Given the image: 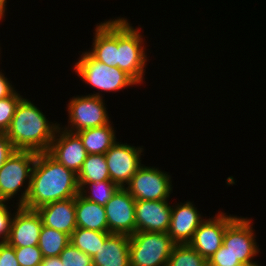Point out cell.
<instances>
[{
    "mask_svg": "<svg viewBox=\"0 0 266 266\" xmlns=\"http://www.w3.org/2000/svg\"><path fill=\"white\" fill-rule=\"evenodd\" d=\"M22 98L15 91L11 96L0 99V132L5 133L9 129L17 104Z\"/></svg>",
    "mask_w": 266,
    "mask_h": 266,
    "instance_id": "27",
    "label": "cell"
},
{
    "mask_svg": "<svg viewBox=\"0 0 266 266\" xmlns=\"http://www.w3.org/2000/svg\"><path fill=\"white\" fill-rule=\"evenodd\" d=\"M47 153L76 174L88 155L79 135L61 126L58 127Z\"/></svg>",
    "mask_w": 266,
    "mask_h": 266,
    "instance_id": "13",
    "label": "cell"
},
{
    "mask_svg": "<svg viewBox=\"0 0 266 266\" xmlns=\"http://www.w3.org/2000/svg\"><path fill=\"white\" fill-rule=\"evenodd\" d=\"M20 266H41L43 256L38 246L14 247Z\"/></svg>",
    "mask_w": 266,
    "mask_h": 266,
    "instance_id": "29",
    "label": "cell"
},
{
    "mask_svg": "<svg viewBox=\"0 0 266 266\" xmlns=\"http://www.w3.org/2000/svg\"><path fill=\"white\" fill-rule=\"evenodd\" d=\"M14 152L15 149L8 139L6 133L0 132V169Z\"/></svg>",
    "mask_w": 266,
    "mask_h": 266,
    "instance_id": "33",
    "label": "cell"
},
{
    "mask_svg": "<svg viewBox=\"0 0 266 266\" xmlns=\"http://www.w3.org/2000/svg\"><path fill=\"white\" fill-rule=\"evenodd\" d=\"M78 184L79 194L83 198L102 206H105L106 203L113 197L115 192L120 188L111 180Z\"/></svg>",
    "mask_w": 266,
    "mask_h": 266,
    "instance_id": "25",
    "label": "cell"
},
{
    "mask_svg": "<svg viewBox=\"0 0 266 266\" xmlns=\"http://www.w3.org/2000/svg\"><path fill=\"white\" fill-rule=\"evenodd\" d=\"M202 217L193 202L176 203L172 205L171 221L167 233L175 244H189L196 229L205 220Z\"/></svg>",
    "mask_w": 266,
    "mask_h": 266,
    "instance_id": "16",
    "label": "cell"
},
{
    "mask_svg": "<svg viewBox=\"0 0 266 266\" xmlns=\"http://www.w3.org/2000/svg\"><path fill=\"white\" fill-rule=\"evenodd\" d=\"M130 237L125 234H111L92 257L93 266H130Z\"/></svg>",
    "mask_w": 266,
    "mask_h": 266,
    "instance_id": "19",
    "label": "cell"
},
{
    "mask_svg": "<svg viewBox=\"0 0 266 266\" xmlns=\"http://www.w3.org/2000/svg\"><path fill=\"white\" fill-rule=\"evenodd\" d=\"M75 214L77 228L108 232L104 206L89 201L78 194L75 197Z\"/></svg>",
    "mask_w": 266,
    "mask_h": 266,
    "instance_id": "20",
    "label": "cell"
},
{
    "mask_svg": "<svg viewBox=\"0 0 266 266\" xmlns=\"http://www.w3.org/2000/svg\"><path fill=\"white\" fill-rule=\"evenodd\" d=\"M103 98L91 95L75 97L74 95L67 104L68 125L61 128L77 133L109 124L111 121Z\"/></svg>",
    "mask_w": 266,
    "mask_h": 266,
    "instance_id": "7",
    "label": "cell"
},
{
    "mask_svg": "<svg viewBox=\"0 0 266 266\" xmlns=\"http://www.w3.org/2000/svg\"><path fill=\"white\" fill-rule=\"evenodd\" d=\"M10 237L7 243L12 247L38 246L43 223L37 210L15 206Z\"/></svg>",
    "mask_w": 266,
    "mask_h": 266,
    "instance_id": "15",
    "label": "cell"
},
{
    "mask_svg": "<svg viewBox=\"0 0 266 266\" xmlns=\"http://www.w3.org/2000/svg\"><path fill=\"white\" fill-rule=\"evenodd\" d=\"M15 91L13 85L5 77L4 73H2V70H0V99L11 96Z\"/></svg>",
    "mask_w": 266,
    "mask_h": 266,
    "instance_id": "34",
    "label": "cell"
},
{
    "mask_svg": "<svg viewBox=\"0 0 266 266\" xmlns=\"http://www.w3.org/2000/svg\"><path fill=\"white\" fill-rule=\"evenodd\" d=\"M77 177L78 183L110 180L105 154H88Z\"/></svg>",
    "mask_w": 266,
    "mask_h": 266,
    "instance_id": "22",
    "label": "cell"
},
{
    "mask_svg": "<svg viewBox=\"0 0 266 266\" xmlns=\"http://www.w3.org/2000/svg\"><path fill=\"white\" fill-rule=\"evenodd\" d=\"M8 204L9 202L0 201V243H7L15 214L14 212L11 214Z\"/></svg>",
    "mask_w": 266,
    "mask_h": 266,
    "instance_id": "30",
    "label": "cell"
},
{
    "mask_svg": "<svg viewBox=\"0 0 266 266\" xmlns=\"http://www.w3.org/2000/svg\"><path fill=\"white\" fill-rule=\"evenodd\" d=\"M78 194L77 174L47 152L37 153L23 207L36 210L55 201L75 198Z\"/></svg>",
    "mask_w": 266,
    "mask_h": 266,
    "instance_id": "1",
    "label": "cell"
},
{
    "mask_svg": "<svg viewBox=\"0 0 266 266\" xmlns=\"http://www.w3.org/2000/svg\"><path fill=\"white\" fill-rule=\"evenodd\" d=\"M91 50L87 52L97 61L117 67L118 17L97 24Z\"/></svg>",
    "mask_w": 266,
    "mask_h": 266,
    "instance_id": "17",
    "label": "cell"
},
{
    "mask_svg": "<svg viewBox=\"0 0 266 266\" xmlns=\"http://www.w3.org/2000/svg\"><path fill=\"white\" fill-rule=\"evenodd\" d=\"M125 189L136 201H158L169 200L173 186L168 172L142 164Z\"/></svg>",
    "mask_w": 266,
    "mask_h": 266,
    "instance_id": "8",
    "label": "cell"
},
{
    "mask_svg": "<svg viewBox=\"0 0 266 266\" xmlns=\"http://www.w3.org/2000/svg\"><path fill=\"white\" fill-rule=\"evenodd\" d=\"M0 266H20L14 247L8 243H0Z\"/></svg>",
    "mask_w": 266,
    "mask_h": 266,
    "instance_id": "32",
    "label": "cell"
},
{
    "mask_svg": "<svg viewBox=\"0 0 266 266\" xmlns=\"http://www.w3.org/2000/svg\"><path fill=\"white\" fill-rule=\"evenodd\" d=\"M44 226L71 235L76 225L75 198L55 201L36 209Z\"/></svg>",
    "mask_w": 266,
    "mask_h": 266,
    "instance_id": "18",
    "label": "cell"
},
{
    "mask_svg": "<svg viewBox=\"0 0 266 266\" xmlns=\"http://www.w3.org/2000/svg\"><path fill=\"white\" fill-rule=\"evenodd\" d=\"M110 122L107 125L78 131L88 154H105L116 142V133Z\"/></svg>",
    "mask_w": 266,
    "mask_h": 266,
    "instance_id": "21",
    "label": "cell"
},
{
    "mask_svg": "<svg viewBox=\"0 0 266 266\" xmlns=\"http://www.w3.org/2000/svg\"><path fill=\"white\" fill-rule=\"evenodd\" d=\"M110 235V232H99L85 228H76L70 235V243L82 252L93 257Z\"/></svg>",
    "mask_w": 266,
    "mask_h": 266,
    "instance_id": "23",
    "label": "cell"
},
{
    "mask_svg": "<svg viewBox=\"0 0 266 266\" xmlns=\"http://www.w3.org/2000/svg\"><path fill=\"white\" fill-rule=\"evenodd\" d=\"M5 15V10L0 6V21L4 18Z\"/></svg>",
    "mask_w": 266,
    "mask_h": 266,
    "instance_id": "37",
    "label": "cell"
},
{
    "mask_svg": "<svg viewBox=\"0 0 266 266\" xmlns=\"http://www.w3.org/2000/svg\"><path fill=\"white\" fill-rule=\"evenodd\" d=\"M141 28H134L127 18L118 17L117 67L128 74L137 84L144 81L147 52Z\"/></svg>",
    "mask_w": 266,
    "mask_h": 266,
    "instance_id": "3",
    "label": "cell"
},
{
    "mask_svg": "<svg viewBox=\"0 0 266 266\" xmlns=\"http://www.w3.org/2000/svg\"><path fill=\"white\" fill-rule=\"evenodd\" d=\"M130 237V266H167L175 243L162 232H135Z\"/></svg>",
    "mask_w": 266,
    "mask_h": 266,
    "instance_id": "6",
    "label": "cell"
},
{
    "mask_svg": "<svg viewBox=\"0 0 266 266\" xmlns=\"http://www.w3.org/2000/svg\"><path fill=\"white\" fill-rule=\"evenodd\" d=\"M167 266H208V260L202 257L190 244H175Z\"/></svg>",
    "mask_w": 266,
    "mask_h": 266,
    "instance_id": "26",
    "label": "cell"
},
{
    "mask_svg": "<svg viewBox=\"0 0 266 266\" xmlns=\"http://www.w3.org/2000/svg\"><path fill=\"white\" fill-rule=\"evenodd\" d=\"M73 70L75 74L98 92L88 94L91 96L103 97L101 92H114L138 85L128 74L118 67H110L105 63L95 60L87 51L82 52L76 61ZM101 90V92H100Z\"/></svg>",
    "mask_w": 266,
    "mask_h": 266,
    "instance_id": "5",
    "label": "cell"
},
{
    "mask_svg": "<svg viewBox=\"0 0 266 266\" xmlns=\"http://www.w3.org/2000/svg\"><path fill=\"white\" fill-rule=\"evenodd\" d=\"M208 266H245L235 260L222 245L208 260Z\"/></svg>",
    "mask_w": 266,
    "mask_h": 266,
    "instance_id": "31",
    "label": "cell"
},
{
    "mask_svg": "<svg viewBox=\"0 0 266 266\" xmlns=\"http://www.w3.org/2000/svg\"><path fill=\"white\" fill-rule=\"evenodd\" d=\"M59 126L49 122L29 99L22 98L5 133L15 150L43 153L48 151Z\"/></svg>",
    "mask_w": 266,
    "mask_h": 266,
    "instance_id": "2",
    "label": "cell"
},
{
    "mask_svg": "<svg viewBox=\"0 0 266 266\" xmlns=\"http://www.w3.org/2000/svg\"><path fill=\"white\" fill-rule=\"evenodd\" d=\"M136 200L125 188H119L104 206L111 234H125L128 236L136 232L135 222Z\"/></svg>",
    "mask_w": 266,
    "mask_h": 266,
    "instance_id": "11",
    "label": "cell"
},
{
    "mask_svg": "<svg viewBox=\"0 0 266 266\" xmlns=\"http://www.w3.org/2000/svg\"><path fill=\"white\" fill-rule=\"evenodd\" d=\"M231 214L219 212L215 217L207 218L196 229L189 243L202 257L209 260L223 245L226 227L236 218Z\"/></svg>",
    "mask_w": 266,
    "mask_h": 266,
    "instance_id": "12",
    "label": "cell"
},
{
    "mask_svg": "<svg viewBox=\"0 0 266 266\" xmlns=\"http://www.w3.org/2000/svg\"><path fill=\"white\" fill-rule=\"evenodd\" d=\"M59 258L63 266H93L92 257L71 243L60 253Z\"/></svg>",
    "mask_w": 266,
    "mask_h": 266,
    "instance_id": "28",
    "label": "cell"
},
{
    "mask_svg": "<svg viewBox=\"0 0 266 266\" xmlns=\"http://www.w3.org/2000/svg\"><path fill=\"white\" fill-rule=\"evenodd\" d=\"M36 156L37 153L33 151L15 150L7 159L0 169V201L9 202L10 199L20 195L18 192L21 191L16 205L25 204Z\"/></svg>",
    "mask_w": 266,
    "mask_h": 266,
    "instance_id": "4",
    "label": "cell"
},
{
    "mask_svg": "<svg viewBox=\"0 0 266 266\" xmlns=\"http://www.w3.org/2000/svg\"><path fill=\"white\" fill-rule=\"evenodd\" d=\"M41 266H63L59 256L43 258Z\"/></svg>",
    "mask_w": 266,
    "mask_h": 266,
    "instance_id": "35",
    "label": "cell"
},
{
    "mask_svg": "<svg viewBox=\"0 0 266 266\" xmlns=\"http://www.w3.org/2000/svg\"><path fill=\"white\" fill-rule=\"evenodd\" d=\"M7 3V0H0V6L6 11L7 8H6V4Z\"/></svg>",
    "mask_w": 266,
    "mask_h": 266,
    "instance_id": "36",
    "label": "cell"
},
{
    "mask_svg": "<svg viewBox=\"0 0 266 266\" xmlns=\"http://www.w3.org/2000/svg\"><path fill=\"white\" fill-rule=\"evenodd\" d=\"M251 220L237 216L226 227L223 237V246L226 250L235 260L245 266L258 265L253 259L260 252Z\"/></svg>",
    "mask_w": 266,
    "mask_h": 266,
    "instance_id": "9",
    "label": "cell"
},
{
    "mask_svg": "<svg viewBox=\"0 0 266 266\" xmlns=\"http://www.w3.org/2000/svg\"><path fill=\"white\" fill-rule=\"evenodd\" d=\"M69 243L70 235L42 226L38 247L43 258L59 256Z\"/></svg>",
    "mask_w": 266,
    "mask_h": 266,
    "instance_id": "24",
    "label": "cell"
},
{
    "mask_svg": "<svg viewBox=\"0 0 266 266\" xmlns=\"http://www.w3.org/2000/svg\"><path fill=\"white\" fill-rule=\"evenodd\" d=\"M169 200L135 202L136 232L167 233L171 221L172 206Z\"/></svg>",
    "mask_w": 266,
    "mask_h": 266,
    "instance_id": "14",
    "label": "cell"
},
{
    "mask_svg": "<svg viewBox=\"0 0 266 266\" xmlns=\"http://www.w3.org/2000/svg\"><path fill=\"white\" fill-rule=\"evenodd\" d=\"M144 148L116 141L105 153L110 180L120 188L130 182L141 163Z\"/></svg>",
    "mask_w": 266,
    "mask_h": 266,
    "instance_id": "10",
    "label": "cell"
}]
</instances>
